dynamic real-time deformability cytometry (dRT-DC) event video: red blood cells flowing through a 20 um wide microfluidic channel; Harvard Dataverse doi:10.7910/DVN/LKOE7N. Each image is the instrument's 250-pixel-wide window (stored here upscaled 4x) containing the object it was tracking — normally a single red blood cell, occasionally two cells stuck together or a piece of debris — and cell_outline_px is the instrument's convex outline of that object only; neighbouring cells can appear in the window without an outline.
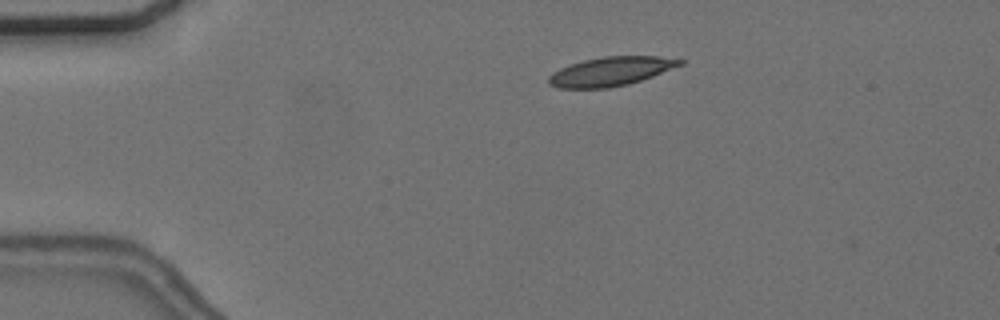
{"species": "common noctule bat (a hibernating species)", "species_latin": "Nyctalus noctula", "temperature_condition": "cold", "stored_images_in_passage": 46, "camera_frame_rate_fps": 3000, "um_per_image_px": 0.085, "animal": {"sex": "female", "body_mass_g": 24.6, "forearm_length_mm": 56.2}, "frame": {"image": 1, "passage_image": 1, "time_ms": 0.0, "image_size_px": [1000, 320], "cell_outline_px": [[684, 64], [652, 76], [628, 84], [608, 88], [560, 88], [548, 84], [548, 76], [552, 72], [560, 68], [584, 60], [604, 56], [656, 56], [684, 60]], "centroid_in_image_um": [51.9, 6.07], "position_along_channel_um": 33.1, "area_um2": 22.02}}
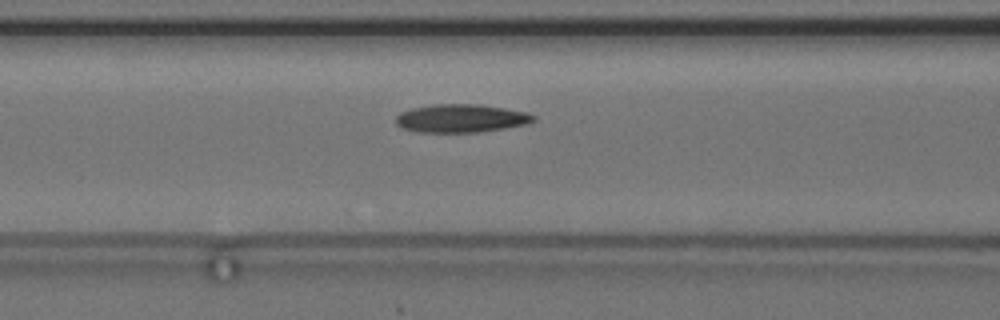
{"frame": {"image": 2, "passage_image": 13, "time_ms": 4.0, "image_size_px": [1000, 320], "cell_outline_px": [[536, 120], [528, 124], [480, 132], [416, 132], [400, 128], [396, 124], [396, 116], [400, 112], [412, 108], [436, 104], [476, 104], [504, 108], [528, 112], [536, 116]], "centroid_in_image_um": [39.19, 10.06], "position_along_channel_um": 127.4, "area_um2": 22.77}}
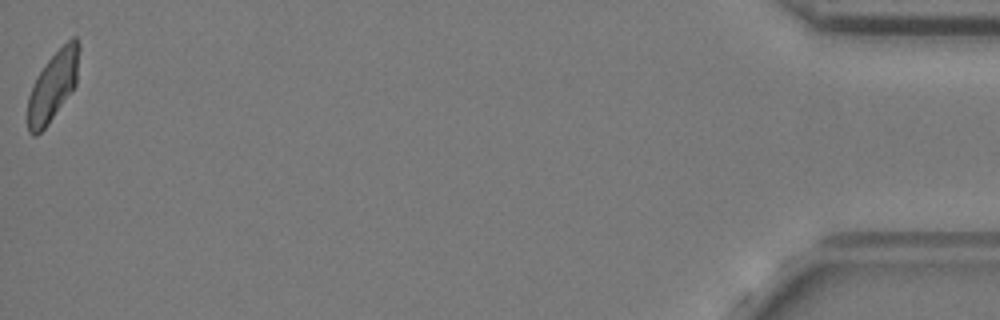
{"frame": {"image": 3, "passage_image": 46, "time_ms": 15.0, "image_size_px": [1000, 320], "cell_outline_px": [[80, 48], [76, 84], [48, 124], [36, 136], [32, 136], [28, 132], [28, 96], [32, 84], [36, 76], [44, 64], [72, 36], [76, 36], [80, 44]], "centroid_in_image_um": [4.5, 7.29], "position_along_channel_um": 430.7, "area_um2": 20.75}, "authors_computed_cell_mechanics": {"area_um2": 21.964, "velocity_mm_per_s": 3.6436, "shape_relaxation_time_tau1_ms": null, "shape_relaxation_time_tau2_ms": 6.0123, "deformation_change_tau1": null, "deformation_change_tau2": 0.1331}}